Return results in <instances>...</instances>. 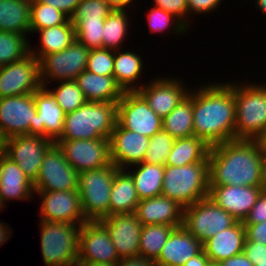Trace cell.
<instances>
[{
  "mask_svg": "<svg viewBox=\"0 0 266 266\" xmlns=\"http://www.w3.org/2000/svg\"><path fill=\"white\" fill-rule=\"evenodd\" d=\"M57 88L51 90L49 87L48 91L55 98L58 105L62 110L67 114L77 110L79 107L84 105L87 100L84 97L83 92L78 87V84L75 80L59 81Z\"/></svg>",
  "mask_w": 266,
  "mask_h": 266,
  "instance_id": "f35d334b",
  "label": "cell"
},
{
  "mask_svg": "<svg viewBox=\"0 0 266 266\" xmlns=\"http://www.w3.org/2000/svg\"><path fill=\"white\" fill-rule=\"evenodd\" d=\"M34 99L37 113L35 124H30V135L55 142L62 134L66 113L45 87L34 92Z\"/></svg>",
  "mask_w": 266,
  "mask_h": 266,
  "instance_id": "7402d4cb",
  "label": "cell"
},
{
  "mask_svg": "<svg viewBox=\"0 0 266 266\" xmlns=\"http://www.w3.org/2000/svg\"><path fill=\"white\" fill-rule=\"evenodd\" d=\"M260 147L262 159L266 160V133L255 140Z\"/></svg>",
  "mask_w": 266,
  "mask_h": 266,
  "instance_id": "6f0895ef",
  "label": "cell"
},
{
  "mask_svg": "<svg viewBox=\"0 0 266 266\" xmlns=\"http://www.w3.org/2000/svg\"><path fill=\"white\" fill-rule=\"evenodd\" d=\"M127 9H113V11L106 17L104 28H103V38H102V48L110 50L122 49V42H124L125 37H127L129 18Z\"/></svg>",
  "mask_w": 266,
  "mask_h": 266,
  "instance_id": "d590c367",
  "label": "cell"
},
{
  "mask_svg": "<svg viewBox=\"0 0 266 266\" xmlns=\"http://www.w3.org/2000/svg\"><path fill=\"white\" fill-rule=\"evenodd\" d=\"M196 89L193 91L194 136L209 147L235 140L233 82L206 83Z\"/></svg>",
  "mask_w": 266,
  "mask_h": 266,
  "instance_id": "6da1fadb",
  "label": "cell"
},
{
  "mask_svg": "<svg viewBox=\"0 0 266 266\" xmlns=\"http://www.w3.org/2000/svg\"><path fill=\"white\" fill-rule=\"evenodd\" d=\"M208 162L174 167L165 165L162 195L183 208L208 197Z\"/></svg>",
  "mask_w": 266,
  "mask_h": 266,
  "instance_id": "5b68a950",
  "label": "cell"
},
{
  "mask_svg": "<svg viewBox=\"0 0 266 266\" xmlns=\"http://www.w3.org/2000/svg\"><path fill=\"white\" fill-rule=\"evenodd\" d=\"M118 102H86L65 115L57 140L109 139L117 123Z\"/></svg>",
  "mask_w": 266,
  "mask_h": 266,
  "instance_id": "3957f363",
  "label": "cell"
},
{
  "mask_svg": "<svg viewBox=\"0 0 266 266\" xmlns=\"http://www.w3.org/2000/svg\"><path fill=\"white\" fill-rule=\"evenodd\" d=\"M113 8L101 0H80L70 21L75 25L81 19L105 20Z\"/></svg>",
  "mask_w": 266,
  "mask_h": 266,
  "instance_id": "7bdbcfd3",
  "label": "cell"
},
{
  "mask_svg": "<svg viewBox=\"0 0 266 266\" xmlns=\"http://www.w3.org/2000/svg\"><path fill=\"white\" fill-rule=\"evenodd\" d=\"M150 138L122 128L118 123L111 133L110 157L118 169L132 168L142 163L148 150Z\"/></svg>",
  "mask_w": 266,
  "mask_h": 266,
  "instance_id": "d6986e66",
  "label": "cell"
},
{
  "mask_svg": "<svg viewBox=\"0 0 266 266\" xmlns=\"http://www.w3.org/2000/svg\"><path fill=\"white\" fill-rule=\"evenodd\" d=\"M127 169H119L114 176L109 200V215L133 213L140 202L135 184Z\"/></svg>",
  "mask_w": 266,
  "mask_h": 266,
  "instance_id": "83f0119b",
  "label": "cell"
},
{
  "mask_svg": "<svg viewBox=\"0 0 266 266\" xmlns=\"http://www.w3.org/2000/svg\"><path fill=\"white\" fill-rule=\"evenodd\" d=\"M32 0H0V31L30 34Z\"/></svg>",
  "mask_w": 266,
  "mask_h": 266,
  "instance_id": "4dcf8cb0",
  "label": "cell"
},
{
  "mask_svg": "<svg viewBox=\"0 0 266 266\" xmlns=\"http://www.w3.org/2000/svg\"><path fill=\"white\" fill-rule=\"evenodd\" d=\"M262 155L255 140H232L210 147L209 186H260Z\"/></svg>",
  "mask_w": 266,
  "mask_h": 266,
  "instance_id": "7a4b0ae2",
  "label": "cell"
},
{
  "mask_svg": "<svg viewBox=\"0 0 266 266\" xmlns=\"http://www.w3.org/2000/svg\"><path fill=\"white\" fill-rule=\"evenodd\" d=\"M243 253L256 266V262L266 260V246L262 243L245 240Z\"/></svg>",
  "mask_w": 266,
  "mask_h": 266,
  "instance_id": "c3c4849f",
  "label": "cell"
},
{
  "mask_svg": "<svg viewBox=\"0 0 266 266\" xmlns=\"http://www.w3.org/2000/svg\"><path fill=\"white\" fill-rule=\"evenodd\" d=\"M175 228L162 224L143 225L140 233L138 255L156 261Z\"/></svg>",
  "mask_w": 266,
  "mask_h": 266,
  "instance_id": "e575fe53",
  "label": "cell"
},
{
  "mask_svg": "<svg viewBox=\"0 0 266 266\" xmlns=\"http://www.w3.org/2000/svg\"><path fill=\"white\" fill-rule=\"evenodd\" d=\"M203 250L202 243L184 226L175 228L162 248L158 266H183Z\"/></svg>",
  "mask_w": 266,
  "mask_h": 266,
  "instance_id": "cb8c5ba5",
  "label": "cell"
},
{
  "mask_svg": "<svg viewBox=\"0 0 266 266\" xmlns=\"http://www.w3.org/2000/svg\"><path fill=\"white\" fill-rule=\"evenodd\" d=\"M99 221L107 228L120 259L138 255L143 225L135 212L113 214Z\"/></svg>",
  "mask_w": 266,
  "mask_h": 266,
  "instance_id": "ffe728a7",
  "label": "cell"
},
{
  "mask_svg": "<svg viewBox=\"0 0 266 266\" xmlns=\"http://www.w3.org/2000/svg\"><path fill=\"white\" fill-rule=\"evenodd\" d=\"M256 3V8H259L262 13H265L266 14V0H256L255 1Z\"/></svg>",
  "mask_w": 266,
  "mask_h": 266,
  "instance_id": "6125c7cd",
  "label": "cell"
},
{
  "mask_svg": "<svg viewBox=\"0 0 266 266\" xmlns=\"http://www.w3.org/2000/svg\"><path fill=\"white\" fill-rule=\"evenodd\" d=\"M243 83H233L235 140H256L266 133V87Z\"/></svg>",
  "mask_w": 266,
  "mask_h": 266,
  "instance_id": "277c9868",
  "label": "cell"
},
{
  "mask_svg": "<svg viewBox=\"0 0 266 266\" xmlns=\"http://www.w3.org/2000/svg\"><path fill=\"white\" fill-rule=\"evenodd\" d=\"M237 220L216 205L209 197L183 209V225L195 238L204 243L216 233L233 226Z\"/></svg>",
  "mask_w": 266,
  "mask_h": 266,
  "instance_id": "ba28073f",
  "label": "cell"
},
{
  "mask_svg": "<svg viewBox=\"0 0 266 266\" xmlns=\"http://www.w3.org/2000/svg\"><path fill=\"white\" fill-rule=\"evenodd\" d=\"M39 225L45 266H77L81 225L51 221Z\"/></svg>",
  "mask_w": 266,
  "mask_h": 266,
  "instance_id": "8992f818",
  "label": "cell"
},
{
  "mask_svg": "<svg viewBox=\"0 0 266 266\" xmlns=\"http://www.w3.org/2000/svg\"><path fill=\"white\" fill-rule=\"evenodd\" d=\"M221 0H187L188 5V18L190 14L201 15L210 14L209 12H214L217 7L220 6ZM219 5V6H218Z\"/></svg>",
  "mask_w": 266,
  "mask_h": 266,
  "instance_id": "7dc6e473",
  "label": "cell"
},
{
  "mask_svg": "<svg viewBox=\"0 0 266 266\" xmlns=\"http://www.w3.org/2000/svg\"><path fill=\"white\" fill-rule=\"evenodd\" d=\"M8 138L0 127V155L5 153Z\"/></svg>",
  "mask_w": 266,
  "mask_h": 266,
  "instance_id": "91938a15",
  "label": "cell"
},
{
  "mask_svg": "<svg viewBox=\"0 0 266 266\" xmlns=\"http://www.w3.org/2000/svg\"><path fill=\"white\" fill-rule=\"evenodd\" d=\"M174 141L175 139L163 129L157 132L149 140L148 150L143 162L165 166Z\"/></svg>",
  "mask_w": 266,
  "mask_h": 266,
  "instance_id": "b9f144b4",
  "label": "cell"
},
{
  "mask_svg": "<svg viewBox=\"0 0 266 266\" xmlns=\"http://www.w3.org/2000/svg\"><path fill=\"white\" fill-rule=\"evenodd\" d=\"M43 4L51 5L62 11L69 18L73 15L80 0H39Z\"/></svg>",
  "mask_w": 266,
  "mask_h": 266,
  "instance_id": "f907efd6",
  "label": "cell"
},
{
  "mask_svg": "<svg viewBox=\"0 0 266 266\" xmlns=\"http://www.w3.org/2000/svg\"><path fill=\"white\" fill-rule=\"evenodd\" d=\"M75 81L87 102H118L124 93L114 76L98 75L85 70Z\"/></svg>",
  "mask_w": 266,
  "mask_h": 266,
  "instance_id": "4316f807",
  "label": "cell"
},
{
  "mask_svg": "<svg viewBox=\"0 0 266 266\" xmlns=\"http://www.w3.org/2000/svg\"><path fill=\"white\" fill-rule=\"evenodd\" d=\"M36 113L34 93L0 98V127L7 138L30 135Z\"/></svg>",
  "mask_w": 266,
  "mask_h": 266,
  "instance_id": "e0dca14e",
  "label": "cell"
},
{
  "mask_svg": "<svg viewBox=\"0 0 266 266\" xmlns=\"http://www.w3.org/2000/svg\"><path fill=\"white\" fill-rule=\"evenodd\" d=\"M142 61V57L134 51L114 50L113 76L123 92H133L140 88L134 82L140 80L144 66Z\"/></svg>",
  "mask_w": 266,
  "mask_h": 266,
  "instance_id": "f546056e",
  "label": "cell"
},
{
  "mask_svg": "<svg viewBox=\"0 0 266 266\" xmlns=\"http://www.w3.org/2000/svg\"><path fill=\"white\" fill-rule=\"evenodd\" d=\"M54 142L35 135H18L8 138L5 155L14 161L34 183L45 152Z\"/></svg>",
  "mask_w": 266,
  "mask_h": 266,
  "instance_id": "9a60e30c",
  "label": "cell"
},
{
  "mask_svg": "<svg viewBox=\"0 0 266 266\" xmlns=\"http://www.w3.org/2000/svg\"><path fill=\"white\" fill-rule=\"evenodd\" d=\"M117 123L148 138L162 130V119L137 92H124L117 103Z\"/></svg>",
  "mask_w": 266,
  "mask_h": 266,
  "instance_id": "8fae6325",
  "label": "cell"
},
{
  "mask_svg": "<svg viewBox=\"0 0 266 266\" xmlns=\"http://www.w3.org/2000/svg\"><path fill=\"white\" fill-rule=\"evenodd\" d=\"M260 187L266 192V160L262 161L261 165V184Z\"/></svg>",
  "mask_w": 266,
  "mask_h": 266,
  "instance_id": "680465c9",
  "label": "cell"
},
{
  "mask_svg": "<svg viewBox=\"0 0 266 266\" xmlns=\"http://www.w3.org/2000/svg\"><path fill=\"white\" fill-rule=\"evenodd\" d=\"M156 7H159L177 17L187 28L190 26L188 19L187 0H153Z\"/></svg>",
  "mask_w": 266,
  "mask_h": 266,
  "instance_id": "f6af8a7d",
  "label": "cell"
},
{
  "mask_svg": "<svg viewBox=\"0 0 266 266\" xmlns=\"http://www.w3.org/2000/svg\"><path fill=\"white\" fill-rule=\"evenodd\" d=\"M117 266H158L155 260L145 258L141 255L121 258Z\"/></svg>",
  "mask_w": 266,
  "mask_h": 266,
  "instance_id": "816d5d0a",
  "label": "cell"
},
{
  "mask_svg": "<svg viewBox=\"0 0 266 266\" xmlns=\"http://www.w3.org/2000/svg\"><path fill=\"white\" fill-rule=\"evenodd\" d=\"M67 162L77 172L101 168L110 165V141L106 138L56 140Z\"/></svg>",
  "mask_w": 266,
  "mask_h": 266,
  "instance_id": "7c38bea8",
  "label": "cell"
},
{
  "mask_svg": "<svg viewBox=\"0 0 266 266\" xmlns=\"http://www.w3.org/2000/svg\"><path fill=\"white\" fill-rule=\"evenodd\" d=\"M256 266H266V260L262 262H256Z\"/></svg>",
  "mask_w": 266,
  "mask_h": 266,
  "instance_id": "e7e4bbea",
  "label": "cell"
},
{
  "mask_svg": "<svg viewBox=\"0 0 266 266\" xmlns=\"http://www.w3.org/2000/svg\"><path fill=\"white\" fill-rule=\"evenodd\" d=\"M246 231L243 222L237 221L226 230L216 233L202 243L204 253L211 260L223 261L243 253Z\"/></svg>",
  "mask_w": 266,
  "mask_h": 266,
  "instance_id": "484cf974",
  "label": "cell"
},
{
  "mask_svg": "<svg viewBox=\"0 0 266 266\" xmlns=\"http://www.w3.org/2000/svg\"><path fill=\"white\" fill-rule=\"evenodd\" d=\"M210 147L196 136L175 139L167 156L166 165L181 167L197 162H208Z\"/></svg>",
  "mask_w": 266,
  "mask_h": 266,
  "instance_id": "1f68e13d",
  "label": "cell"
},
{
  "mask_svg": "<svg viewBox=\"0 0 266 266\" xmlns=\"http://www.w3.org/2000/svg\"><path fill=\"white\" fill-rule=\"evenodd\" d=\"M183 207L164 195L141 200L136 208V215L142 225H183Z\"/></svg>",
  "mask_w": 266,
  "mask_h": 266,
  "instance_id": "603a6c76",
  "label": "cell"
},
{
  "mask_svg": "<svg viewBox=\"0 0 266 266\" xmlns=\"http://www.w3.org/2000/svg\"><path fill=\"white\" fill-rule=\"evenodd\" d=\"M78 176L79 173L67 162L62 149L53 143L45 152L33 183L34 192L78 190Z\"/></svg>",
  "mask_w": 266,
  "mask_h": 266,
  "instance_id": "30bf717a",
  "label": "cell"
},
{
  "mask_svg": "<svg viewBox=\"0 0 266 266\" xmlns=\"http://www.w3.org/2000/svg\"><path fill=\"white\" fill-rule=\"evenodd\" d=\"M33 182L19 166L5 154L0 155V197L6 206V200H27L32 198Z\"/></svg>",
  "mask_w": 266,
  "mask_h": 266,
  "instance_id": "d4e9b609",
  "label": "cell"
},
{
  "mask_svg": "<svg viewBox=\"0 0 266 266\" xmlns=\"http://www.w3.org/2000/svg\"><path fill=\"white\" fill-rule=\"evenodd\" d=\"M4 207L5 206H4V204H3L2 200H1V197H0V211L3 210Z\"/></svg>",
  "mask_w": 266,
  "mask_h": 266,
  "instance_id": "03108f58",
  "label": "cell"
},
{
  "mask_svg": "<svg viewBox=\"0 0 266 266\" xmlns=\"http://www.w3.org/2000/svg\"><path fill=\"white\" fill-rule=\"evenodd\" d=\"M207 266H223L221 261L209 259Z\"/></svg>",
  "mask_w": 266,
  "mask_h": 266,
  "instance_id": "be15d7a7",
  "label": "cell"
},
{
  "mask_svg": "<svg viewBox=\"0 0 266 266\" xmlns=\"http://www.w3.org/2000/svg\"><path fill=\"white\" fill-rule=\"evenodd\" d=\"M77 266H117V263L102 264L97 262L77 264Z\"/></svg>",
  "mask_w": 266,
  "mask_h": 266,
  "instance_id": "94428289",
  "label": "cell"
},
{
  "mask_svg": "<svg viewBox=\"0 0 266 266\" xmlns=\"http://www.w3.org/2000/svg\"><path fill=\"white\" fill-rule=\"evenodd\" d=\"M35 33L40 34V44L37 46L39 48L36 47V49L30 46V54L39 61L45 55L65 50L76 40L74 25L70 19L65 24L40 29Z\"/></svg>",
  "mask_w": 266,
  "mask_h": 266,
  "instance_id": "f1b7e54d",
  "label": "cell"
},
{
  "mask_svg": "<svg viewBox=\"0 0 266 266\" xmlns=\"http://www.w3.org/2000/svg\"><path fill=\"white\" fill-rule=\"evenodd\" d=\"M41 198L40 221L83 225L88 221L81 207L78 190L38 191Z\"/></svg>",
  "mask_w": 266,
  "mask_h": 266,
  "instance_id": "2e32d148",
  "label": "cell"
},
{
  "mask_svg": "<svg viewBox=\"0 0 266 266\" xmlns=\"http://www.w3.org/2000/svg\"><path fill=\"white\" fill-rule=\"evenodd\" d=\"M88 54L89 49L75 40L65 50L45 55L40 60L42 87H47L48 82L51 84L52 81L58 83V81L75 80L86 70Z\"/></svg>",
  "mask_w": 266,
  "mask_h": 266,
  "instance_id": "9c48e42d",
  "label": "cell"
},
{
  "mask_svg": "<svg viewBox=\"0 0 266 266\" xmlns=\"http://www.w3.org/2000/svg\"><path fill=\"white\" fill-rule=\"evenodd\" d=\"M87 71L104 76H113L114 50L97 48L89 50Z\"/></svg>",
  "mask_w": 266,
  "mask_h": 266,
  "instance_id": "ee69618b",
  "label": "cell"
},
{
  "mask_svg": "<svg viewBox=\"0 0 266 266\" xmlns=\"http://www.w3.org/2000/svg\"><path fill=\"white\" fill-rule=\"evenodd\" d=\"M246 240L262 243L266 246V221L258 224H244Z\"/></svg>",
  "mask_w": 266,
  "mask_h": 266,
  "instance_id": "681fc988",
  "label": "cell"
},
{
  "mask_svg": "<svg viewBox=\"0 0 266 266\" xmlns=\"http://www.w3.org/2000/svg\"><path fill=\"white\" fill-rule=\"evenodd\" d=\"M30 54V42L25 35L0 31V66L20 61Z\"/></svg>",
  "mask_w": 266,
  "mask_h": 266,
  "instance_id": "8d00e7d4",
  "label": "cell"
},
{
  "mask_svg": "<svg viewBox=\"0 0 266 266\" xmlns=\"http://www.w3.org/2000/svg\"><path fill=\"white\" fill-rule=\"evenodd\" d=\"M118 253L107 228L98 221H86L79 233L78 263H118Z\"/></svg>",
  "mask_w": 266,
  "mask_h": 266,
  "instance_id": "5bb4252c",
  "label": "cell"
},
{
  "mask_svg": "<svg viewBox=\"0 0 266 266\" xmlns=\"http://www.w3.org/2000/svg\"><path fill=\"white\" fill-rule=\"evenodd\" d=\"M264 221H266V192L262 191L243 223L258 224Z\"/></svg>",
  "mask_w": 266,
  "mask_h": 266,
  "instance_id": "bcb514c9",
  "label": "cell"
},
{
  "mask_svg": "<svg viewBox=\"0 0 266 266\" xmlns=\"http://www.w3.org/2000/svg\"><path fill=\"white\" fill-rule=\"evenodd\" d=\"M118 170L111 163L79 173L78 192L83 214L88 221H98L109 216L110 193Z\"/></svg>",
  "mask_w": 266,
  "mask_h": 266,
  "instance_id": "52a82bcc",
  "label": "cell"
},
{
  "mask_svg": "<svg viewBox=\"0 0 266 266\" xmlns=\"http://www.w3.org/2000/svg\"><path fill=\"white\" fill-rule=\"evenodd\" d=\"M221 262L223 266H254L244 253L235 255Z\"/></svg>",
  "mask_w": 266,
  "mask_h": 266,
  "instance_id": "f5cc1de1",
  "label": "cell"
},
{
  "mask_svg": "<svg viewBox=\"0 0 266 266\" xmlns=\"http://www.w3.org/2000/svg\"><path fill=\"white\" fill-rule=\"evenodd\" d=\"M128 173L133 178L140 201L162 195L165 166L151 163H138Z\"/></svg>",
  "mask_w": 266,
  "mask_h": 266,
  "instance_id": "d6a6232c",
  "label": "cell"
},
{
  "mask_svg": "<svg viewBox=\"0 0 266 266\" xmlns=\"http://www.w3.org/2000/svg\"><path fill=\"white\" fill-rule=\"evenodd\" d=\"M105 20L81 19L75 25L76 40L89 50L102 48Z\"/></svg>",
  "mask_w": 266,
  "mask_h": 266,
  "instance_id": "ab89813d",
  "label": "cell"
},
{
  "mask_svg": "<svg viewBox=\"0 0 266 266\" xmlns=\"http://www.w3.org/2000/svg\"><path fill=\"white\" fill-rule=\"evenodd\" d=\"M178 78H153L149 84H140L137 92L145 99L149 107L164 119L188 94V88Z\"/></svg>",
  "mask_w": 266,
  "mask_h": 266,
  "instance_id": "ac0fdd59",
  "label": "cell"
},
{
  "mask_svg": "<svg viewBox=\"0 0 266 266\" xmlns=\"http://www.w3.org/2000/svg\"><path fill=\"white\" fill-rule=\"evenodd\" d=\"M11 232L10 227H8L6 223L0 222V246L10 239V235L12 234Z\"/></svg>",
  "mask_w": 266,
  "mask_h": 266,
  "instance_id": "9f6ffc18",
  "label": "cell"
},
{
  "mask_svg": "<svg viewBox=\"0 0 266 266\" xmlns=\"http://www.w3.org/2000/svg\"><path fill=\"white\" fill-rule=\"evenodd\" d=\"M70 18L55 7L32 0L30 4V34L40 29L65 24Z\"/></svg>",
  "mask_w": 266,
  "mask_h": 266,
  "instance_id": "74e56055",
  "label": "cell"
},
{
  "mask_svg": "<svg viewBox=\"0 0 266 266\" xmlns=\"http://www.w3.org/2000/svg\"><path fill=\"white\" fill-rule=\"evenodd\" d=\"M41 87L40 61L32 54L0 66V98L31 94Z\"/></svg>",
  "mask_w": 266,
  "mask_h": 266,
  "instance_id": "4fadbf2b",
  "label": "cell"
},
{
  "mask_svg": "<svg viewBox=\"0 0 266 266\" xmlns=\"http://www.w3.org/2000/svg\"><path fill=\"white\" fill-rule=\"evenodd\" d=\"M162 129L174 139L194 136L192 90L162 119Z\"/></svg>",
  "mask_w": 266,
  "mask_h": 266,
  "instance_id": "836d02e7",
  "label": "cell"
},
{
  "mask_svg": "<svg viewBox=\"0 0 266 266\" xmlns=\"http://www.w3.org/2000/svg\"><path fill=\"white\" fill-rule=\"evenodd\" d=\"M147 21L151 33H162L171 26L173 32L175 31V36H181L180 34L183 35L188 31V28L177 17L156 6H153L147 13Z\"/></svg>",
  "mask_w": 266,
  "mask_h": 266,
  "instance_id": "60d3db41",
  "label": "cell"
},
{
  "mask_svg": "<svg viewBox=\"0 0 266 266\" xmlns=\"http://www.w3.org/2000/svg\"><path fill=\"white\" fill-rule=\"evenodd\" d=\"M102 2L109 4L113 9H126L129 4H133V0H101Z\"/></svg>",
  "mask_w": 266,
  "mask_h": 266,
  "instance_id": "11a10c76",
  "label": "cell"
},
{
  "mask_svg": "<svg viewBox=\"0 0 266 266\" xmlns=\"http://www.w3.org/2000/svg\"><path fill=\"white\" fill-rule=\"evenodd\" d=\"M209 257L202 250L196 256L190 258L183 266H207Z\"/></svg>",
  "mask_w": 266,
  "mask_h": 266,
  "instance_id": "db71d44e",
  "label": "cell"
},
{
  "mask_svg": "<svg viewBox=\"0 0 266 266\" xmlns=\"http://www.w3.org/2000/svg\"><path fill=\"white\" fill-rule=\"evenodd\" d=\"M262 191L260 186H209L208 197L237 221L244 222Z\"/></svg>",
  "mask_w": 266,
  "mask_h": 266,
  "instance_id": "44dd1931",
  "label": "cell"
}]
</instances>
